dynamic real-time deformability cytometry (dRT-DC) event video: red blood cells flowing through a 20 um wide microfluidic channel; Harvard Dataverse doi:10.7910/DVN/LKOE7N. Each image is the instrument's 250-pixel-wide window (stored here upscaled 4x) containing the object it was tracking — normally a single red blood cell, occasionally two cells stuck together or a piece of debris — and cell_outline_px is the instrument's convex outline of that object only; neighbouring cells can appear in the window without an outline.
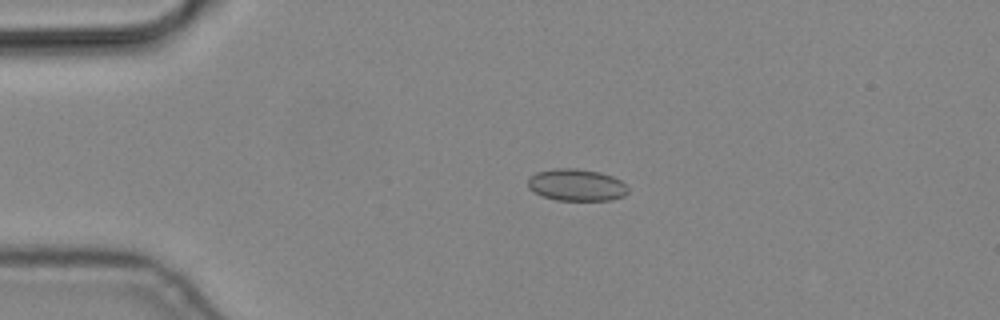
{"species": "common noctule bat (a hibernating species)", "species_latin": "Nyctalus noctula", "temperature_condition": "cold", "stored_images_in_passage": 2, "camera_frame_rate_fps": 3000, "um_per_image_px": 0.085, "animal": {"sex": "male", "body_mass_g": 19.2, "forearm_length_mm": 51.8}, "frame": {"image": 1, "passage_image": 1, "time_ms": 0.0, "image_size_px": [1000, 320], "cell_outline_px": [[628, 192], [624, 196], [612, 200], [556, 200], [544, 196], [528, 188], [528, 176], [536, 172], [556, 168], [576, 168], [600, 172], [612, 176], [620, 180], [628, 188]], "centroid_in_image_um": [49.0, 15.71], "position_along_channel_um": 36.0, "area_um2": 18.67}}